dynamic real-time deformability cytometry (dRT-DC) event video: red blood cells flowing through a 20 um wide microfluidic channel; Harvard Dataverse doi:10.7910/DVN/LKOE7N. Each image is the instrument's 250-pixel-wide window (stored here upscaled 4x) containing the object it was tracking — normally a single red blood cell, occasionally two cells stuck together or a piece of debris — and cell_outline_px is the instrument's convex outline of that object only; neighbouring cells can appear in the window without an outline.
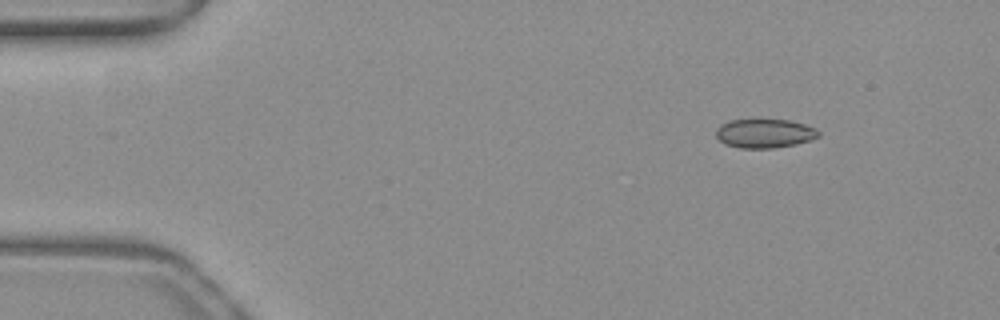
{"species": "common noctule bat (a hibernating species)", "species_latin": "Nyctalus noctula", "temperature_condition": "warm", "stored_images_in_passage": 8, "camera_frame_rate_fps": 3000, "um_per_image_px": 0.085, "animal": {"sex": "female", "body_mass_g": 19.3, "forearm_length_mm": 54.1}, "frame": {"image": 1, "passage_image": 1, "time_ms": 0.0, "image_size_px": [1000, 320], "cell_outline_px": [[820, 136], [796, 144], [772, 148], [740, 148], [724, 144], [716, 136], [716, 128], [720, 124], [728, 120], [788, 120], [804, 124], [816, 128], [820, 132]], "centroid_in_image_um": [64.97, 11.34], "position_along_channel_um": 20.0, "area_um2": 17.28}}